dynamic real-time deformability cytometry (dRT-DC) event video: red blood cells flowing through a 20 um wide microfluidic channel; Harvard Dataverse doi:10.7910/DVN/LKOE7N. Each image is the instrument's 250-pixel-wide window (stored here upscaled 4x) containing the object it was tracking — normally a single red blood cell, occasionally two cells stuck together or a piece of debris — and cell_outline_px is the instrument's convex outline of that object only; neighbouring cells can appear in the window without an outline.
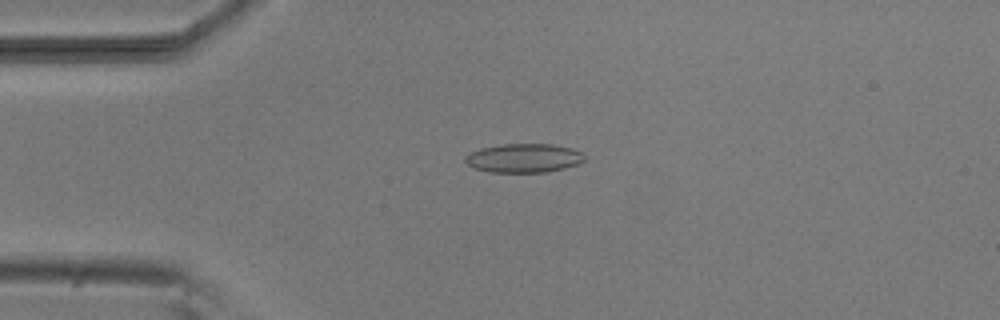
{"species": "common noctule bat (a hibernating species)", "species_latin": "Nyctalus noctula", "temperature_condition": "room temperature", "stored_images_in_passage": 6, "camera_frame_rate_fps": 3000, "um_per_image_px": 0.085, "animal": {"sex": "male", "body_mass_g": 20.5, "forearm_length_mm": 52.5}, "frame": {"image": 1, "passage_image": 1, "time_ms": 0.0, "image_size_px": [1000, 320], "cell_outline_px": [[584, 160], [576, 164], [564, 168], [544, 172], [492, 172], [476, 168], [468, 164], [464, 160], [464, 156], [480, 148], [504, 144], [552, 144], [572, 148], [580, 152], [584, 156]], "centroid_in_image_um": [44.51, 13.43], "position_along_channel_um": 40.5, "area_um2": 19.83}}
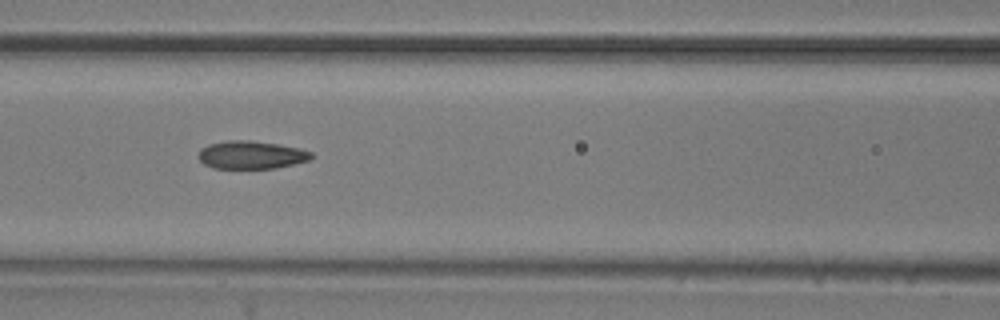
{"frame": {"image": 2, "passage_image": 4, "time_ms": 3.333, "image_size_px": [1000, 320], "cell_outline_px": [[312, 156], [308, 160], [276, 168], [212, 168], [204, 164], [200, 160], [200, 148], [208, 144], [228, 140], [252, 140], [300, 148], [312, 152]], "centroid_in_image_um": [21.34, 13.16], "position_along_channel_um": 145.3, "area_um2": 18.26}}
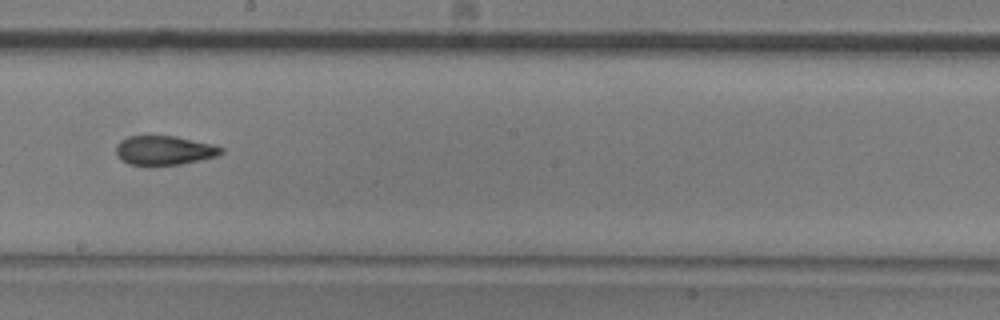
{"frame": {"image": 3, "passage_image": 6, "time_ms": 5.667, "image_size_px": [1000, 320], "cell_outline_px": [[224, 152], [216, 156], [180, 164], [148, 168], [128, 164], [120, 160], [116, 152], [116, 144], [120, 140], [128, 136], [176, 136], [212, 144], [224, 148]], "centroid_in_image_um": [13.9, 12.81], "position_along_channel_um": 234.3, "area_um2": 18.44}}